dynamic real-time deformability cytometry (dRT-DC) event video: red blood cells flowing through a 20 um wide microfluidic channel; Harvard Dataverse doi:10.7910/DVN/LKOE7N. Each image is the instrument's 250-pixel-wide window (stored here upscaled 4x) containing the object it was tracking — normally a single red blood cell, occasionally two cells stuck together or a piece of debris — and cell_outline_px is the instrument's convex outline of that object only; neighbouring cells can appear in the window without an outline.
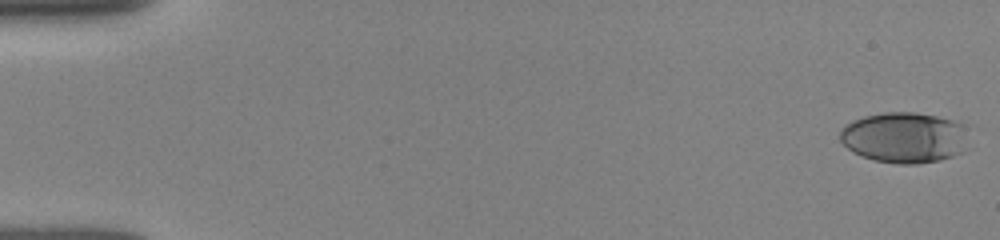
{"species": "human", "species_latin": "Homo sapiens", "temperature_condition": "room temperature", "stored_images_in_passage": 51, "camera_frame_rate_fps": 3000, "um_per_image_px": 0.085, "donor": {"sex": "female"}, "frame": {"image": 1, "passage_image": 1, "time_ms": 0.0, "image_size_px": [1000, 240], "cell_outline_px": [[968, 148], [964, 152], [940, 160], [916, 164], [896, 164], [872, 160], [852, 152], [840, 140], [840, 128], [852, 120], [864, 116], [884, 112], [916, 112], [936, 116], [952, 120], [960, 124]], "centroid_in_image_um": [76.82, 11.7], "position_along_channel_um": 8.2, "area_um2": 38.09}}
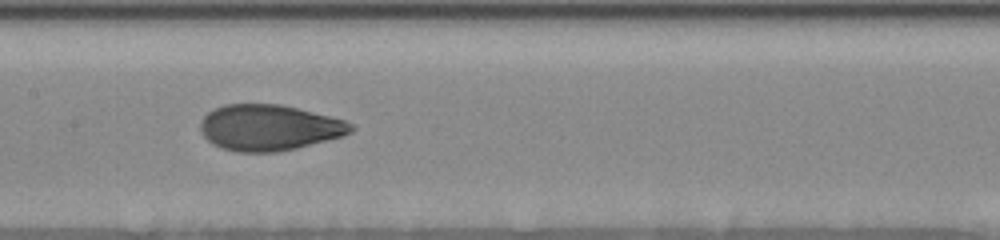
{"frame": {"image": 2, "passage_image": 26, "time_ms": 8.333, "image_size_px": [1000, 240], "cell_outline_px": [[356, 128], [352, 132], [344, 136], [296, 148], [276, 152], [236, 152], [220, 148], [212, 144], [200, 132], [200, 120], [208, 112], [224, 104], [280, 104], [344, 120], [352, 124]], "centroid_in_image_um": [22.85, 10.86], "position_along_channel_um": 184.5, "area_um2": 40.34}}
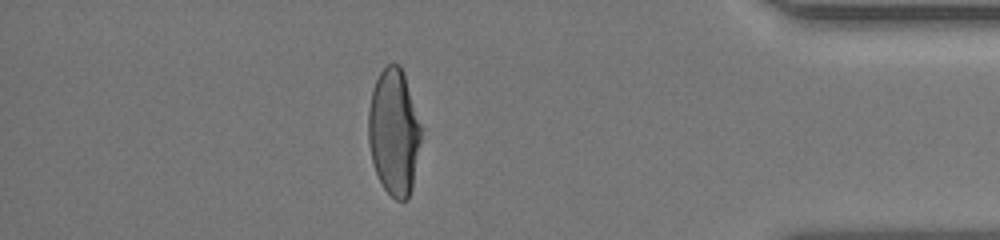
{"frame": {"image": 3, "passage_image": 45, "time_ms": 14.667, "image_size_px": [1000, 240], "cell_outline_px": [[420, 140], [412, 188], [408, 200], [396, 200], [384, 188], [372, 164], [368, 140], [368, 112], [372, 92], [376, 80], [380, 72], [388, 64], [400, 64], [404, 72], [420, 124]], "centroid_in_image_um": [33.47, 11.23], "position_along_channel_um": 401.7, "area_um2": 38.49}, "authors_computed_cell_mechanics": {"area_um2": 39.882, "velocity_mm_per_s": 3.9566, "shape_relaxation_time_tau1_ms": 3.4201, "shape_relaxation_time_tau2_ms": 1.0928, "deformation_change_tau1": 0.187, "deformation_change_tau2": 0.062}}